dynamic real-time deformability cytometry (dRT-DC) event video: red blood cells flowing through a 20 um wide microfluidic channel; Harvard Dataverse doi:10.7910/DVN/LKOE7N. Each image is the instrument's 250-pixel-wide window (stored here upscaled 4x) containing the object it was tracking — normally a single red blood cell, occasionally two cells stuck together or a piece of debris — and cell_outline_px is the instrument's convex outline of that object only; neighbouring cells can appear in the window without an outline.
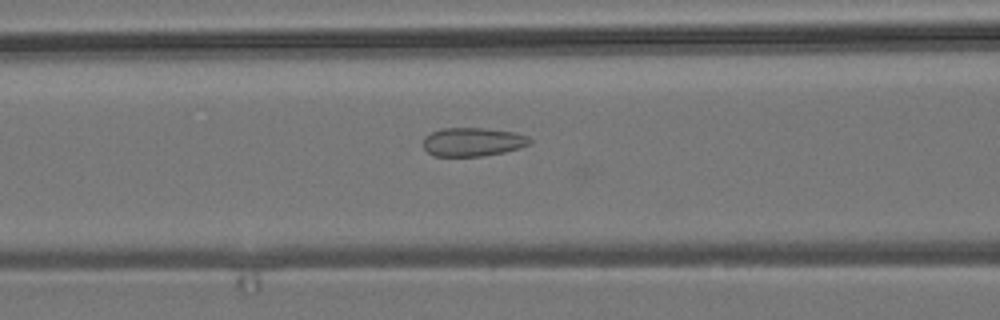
{"species": "common noctule bat (a hibernating species)", "species_latin": "Nyctalus noctula", "temperature_condition": "room temperature", "stored_images_in_passage": 35, "camera_frame_rate_fps": 3000, "um_per_image_px": 0.085, "animal": {"sex": "male", "body_mass_g": 19.2, "forearm_length_mm": 51.8}, "frame": {"image": 1, "passage_image": 8, "time_ms": 2.333, "image_size_px": [1000, 320], "cell_outline_px": [[532, 140], [528, 144], [520, 148], [504, 152], [484, 156], [432, 156], [424, 148], [424, 136], [440, 128], [484, 128], [512, 132], [528, 136]], "centroid_in_image_um": [40.16, 12.06], "position_along_channel_um": 126.4, "area_um2": 17.8}}
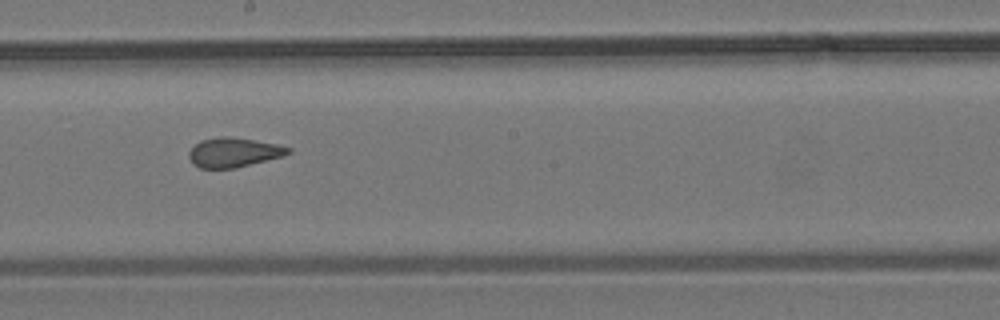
{"frame": {"image": 2, "passage_image": 16, "time_ms": 5.0, "image_size_px": [1000, 320], "cell_outline_px": [[292, 152], [284, 156], [236, 168], [200, 168], [192, 164], [188, 156], [188, 152], [200, 140], [220, 136], [232, 136], [276, 144], [292, 148]], "centroid_in_image_um": [19.86, 12.95], "position_along_channel_um": 228.3, "area_um2": 17.22}}
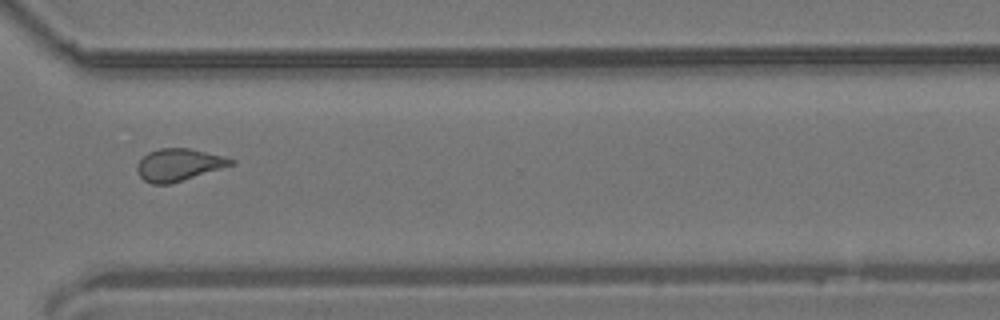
{"frame": {"image": 3, "passage_image": 26, "time_ms": 8.333, "image_size_px": [1000, 320], "cell_outline_px": [[236, 164], [168, 184], [152, 184], [144, 180], [136, 172], [136, 164], [148, 152], [160, 148], [188, 148], [224, 156], [236, 160]], "centroid_in_image_um": [15.19, 14.0], "position_along_channel_um": 355.4, "area_um2": 17.57}, "authors_computed_cell_mechanics": {"area_um2": 17.1666, "velocity_mm_per_s": 3.8098, "shape_relaxation_time_tau1_ms": null, "shape_relaxation_time_tau2_ms": 2.005, "deformation_change_tau1": null, "deformation_change_tau2": 0.0716}}